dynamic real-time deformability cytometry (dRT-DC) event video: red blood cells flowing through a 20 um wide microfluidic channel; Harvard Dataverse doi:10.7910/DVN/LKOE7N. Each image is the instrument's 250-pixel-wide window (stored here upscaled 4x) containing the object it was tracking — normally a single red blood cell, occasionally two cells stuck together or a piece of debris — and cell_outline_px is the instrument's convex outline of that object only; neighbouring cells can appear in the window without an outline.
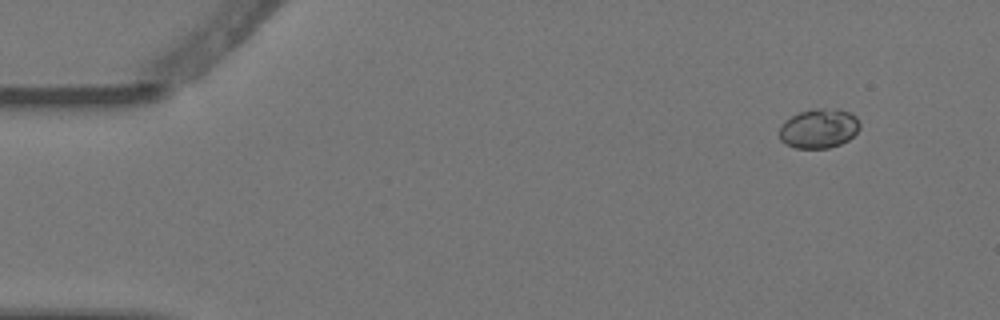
{"species": "Egyptian fruit bat (a non-hibernating species)", "species_latin": "Rousettus aegyptiacus", "temperature_condition": "warm", "stored_images_in_passage": 5, "camera_frame_rate_fps": 3000, "um_per_image_px": 0.085, "animal": {"sex": "female"}, "frame": {"image": 1, "passage_image": 1, "time_ms": 0.0, "image_size_px": [1000, 320], "cell_outline_px": [[860, 128], [848, 140], [840, 144], [828, 148], [796, 148], [780, 140], [780, 124], [784, 120], [800, 112], [812, 108], [820, 108], [848, 112], [856, 116], [860, 124]], "centroid_in_image_um": [69.59, 10.92], "position_along_channel_um": 15.4, "area_um2": 18.32}}
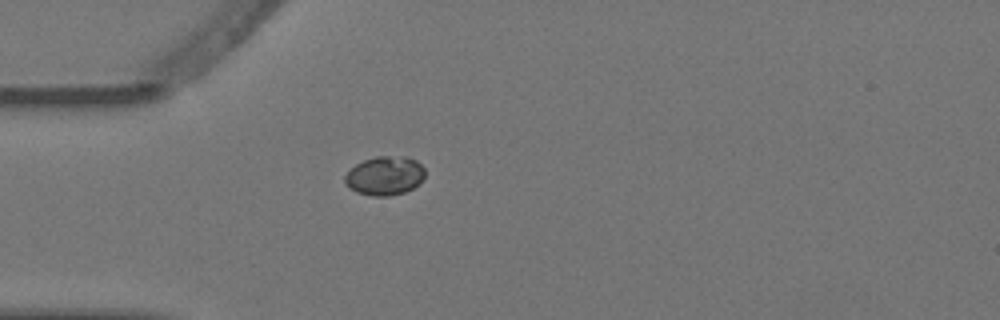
{"frame": {"image": 2, "passage_image": 4, "time_ms": 1.0, "image_size_px": [1000, 320], "cell_outline_px": [[424, 176], [420, 184], [404, 192], [388, 196], [372, 196], [356, 192], [348, 188], [344, 184], [344, 176], [356, 164], [364, 160], [376, 156], [404, 156], [416, 160], [424, 168]], "centroid_in_image_um": [32.69, 14.94], "position_along_channel_um": 52.3, "area_um2": 18.26}}